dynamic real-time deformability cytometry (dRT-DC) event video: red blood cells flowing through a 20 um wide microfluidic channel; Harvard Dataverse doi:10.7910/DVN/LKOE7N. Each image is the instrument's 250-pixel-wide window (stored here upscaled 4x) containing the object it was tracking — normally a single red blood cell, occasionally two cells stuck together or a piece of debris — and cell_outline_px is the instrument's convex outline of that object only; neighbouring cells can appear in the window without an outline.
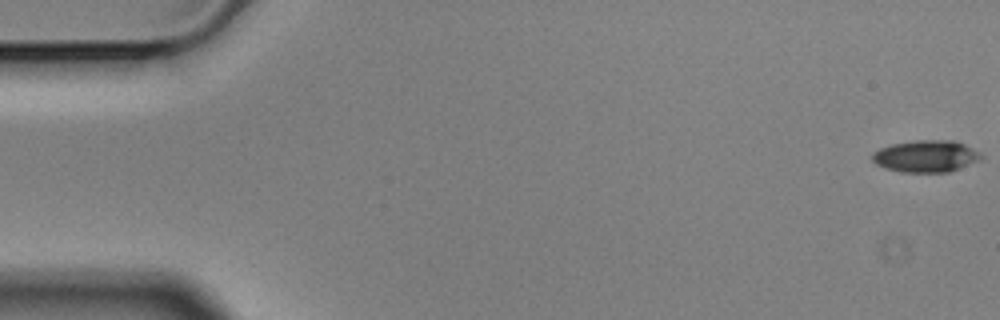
{"species": "Egyptian fruit bat (a non-hibernating species)", "species_latin": "Rousettus aegyptiacus", "temperature_condition": "cold", "stored_images_in_passage": 5, "camera_frame_rate_fps": 3000, "um_per_image_px": 0.085, "animal": {"sex": "male"}, "frame": {"image": 1, "passage_image": 1, "time_ms": 0.0, "image_size_px": [1000, 320], "cell_outline_px": [[984, 156], [976, 160], [948, 172], [900, 172], [876, 164], [872, 160], [872, 152], [880, 148], [892, 144], [916, 140], [956, 140], [980, 152]], "centroid_in_image_um": [78.67, 13.26], "position_along_channel_um": 6.3, "area_um2": 20.0}}